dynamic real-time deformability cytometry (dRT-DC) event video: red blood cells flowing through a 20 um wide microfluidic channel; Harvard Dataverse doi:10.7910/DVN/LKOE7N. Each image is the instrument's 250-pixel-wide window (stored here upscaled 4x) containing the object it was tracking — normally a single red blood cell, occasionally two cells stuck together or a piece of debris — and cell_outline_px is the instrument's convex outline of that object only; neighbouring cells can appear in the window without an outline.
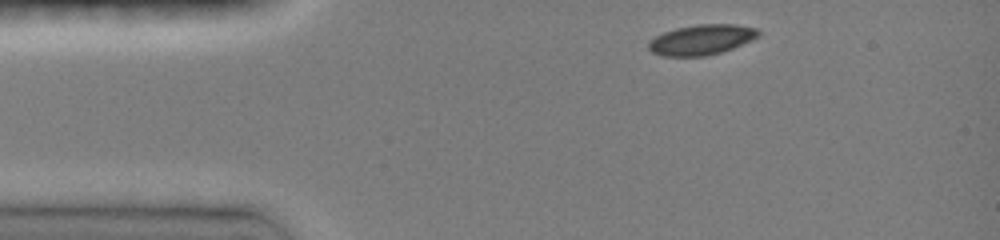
{"species": "common noctule bat (a hibernating species)", "species_latin": "Nyctalus noctula", "temperature_condition": "room temperature", "stored_images_in_passage": 5, "camera_frame_rate_fps": 3000, "um_per_image_px": 0.085, "animal": {"sex": "female", "body_mass_g": 19.0, "forearm_length_mm": 51.5}, "frame": {"image": 1, "passage_image": 1, "time_ms": 0.0, "image_size_px": [1000, 240], "cell_outline_px": [[760, 36], [752, 40], [732, 48], [720, 52], [704, 56], [660, 56], [652, 52], [648, 48], [648, 44], [656, 36], [664, 32], [676, 28], [700, 24], [736, 24], [760, 28]], "centroid_in_image_um": [59.67, 3.37], "position_along_channel_um": 25.3, "area_um2": 19.36}}